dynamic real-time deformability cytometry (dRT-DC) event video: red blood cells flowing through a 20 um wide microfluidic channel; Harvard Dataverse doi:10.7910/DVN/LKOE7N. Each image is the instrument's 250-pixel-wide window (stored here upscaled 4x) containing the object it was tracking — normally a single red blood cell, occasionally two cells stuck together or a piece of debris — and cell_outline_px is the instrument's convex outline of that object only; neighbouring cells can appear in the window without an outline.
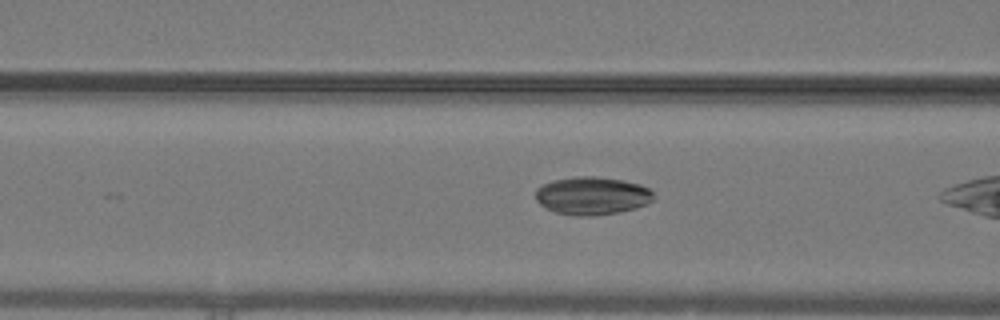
{"species": "common noctule bat (a hibernating species)", "species_latin": "Nyctalus noctula", "temperature_condition": "warm", "stored_images_in_passage": 22, "camera_frame_rate_fps": 3000, "um_per_image_px": 0.085, "animal": {"sex": "male", "body_mass_g": 19.2, "forearm_length_mm": 51.8}, "frame": {"image": 1, "passage_image": 18, "time_ms": 5.667, "image_size_px": [1000, 320], "cell_outline_px": [[656, 200], [636, 208], [620, 212], [596, 216], [576, 216], [556, 212], [540, 204], [536, 200], [536, 188], [552, 180], [576, 176], [596, 176], [624, 180], [640, 184], [648, 188], [656, 196]], "centroid_in_image_um": [50.37, 16.64], "position_along_channel_um": 116.2, "area_um2": 26.41}}
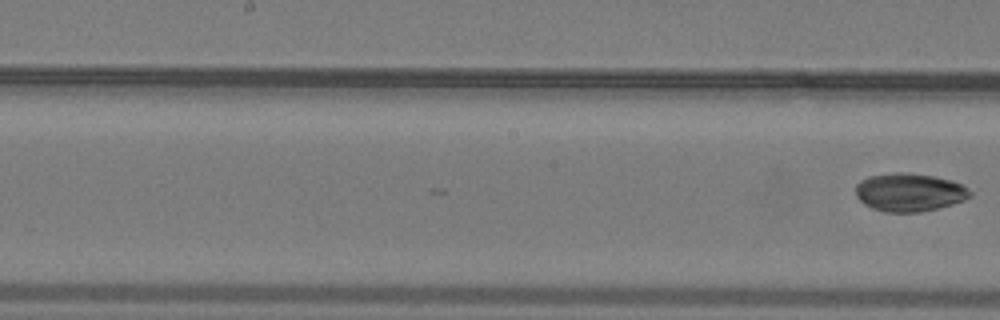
{"frame": {"image": 2, "passage_image": 22, "time_ms": 7.0, "image_size_px": [1000, 320], "cell_outline_px": [[972, 196], [964, 200], [952, 204], [920, 212], [884, 212], [872, 208], [864, 204], [856, 196], [856, 184], [860, 180], [868, 176], [892, 172], [904, 172], [932, 176], [952, 180], [960, 184], [972, 192]], "centroid_in_image_um": [77.27, 16.34], "position_along_channel_um": 170.9, "area_um2": 25.49}}